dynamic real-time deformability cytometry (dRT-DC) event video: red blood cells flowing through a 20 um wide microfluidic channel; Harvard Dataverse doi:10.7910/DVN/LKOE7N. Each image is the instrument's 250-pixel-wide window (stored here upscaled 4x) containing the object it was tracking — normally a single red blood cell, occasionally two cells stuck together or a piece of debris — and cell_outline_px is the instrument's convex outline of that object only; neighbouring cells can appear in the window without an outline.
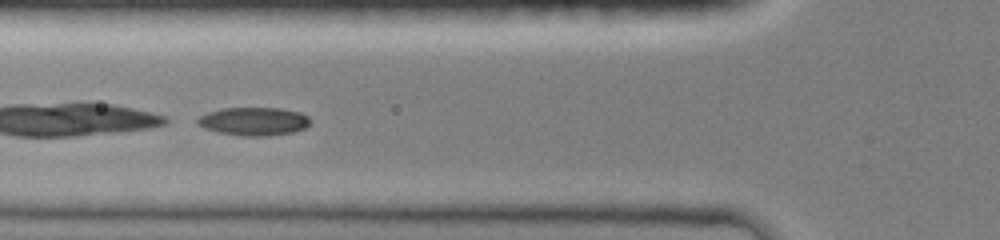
{"species": "common noctule bat (a hibernating species)", "species_latin": "Nyctalus noctula", "temperature_condition": "room temperature", "stored_images_in_passage": 7, "camera_frame_rate_fps": 3000, "um_per_image_px": 0.085, "animal": {"sex": "female", "body_mass_g": 19.0, "forearm_length_mm": 51.5}, "frame": {"image": 1, "passage_image": 5, "time_ms": 4.667, "image_size_px": [1000, 240], "cell_outline_px": [[312, 120], [304, 128], [292, 132], [264, 136], [244, 136], [220, 132], [204, 128], [196, 124], [196, 120], [200, 116], [208, 112], [224, 108], [276, 108], [300, 112], [308, 116]], "centroid_in_image_um": [21.56, 10.31], "position_along_channel_um": 104.2, "area_um2": 18.38}}
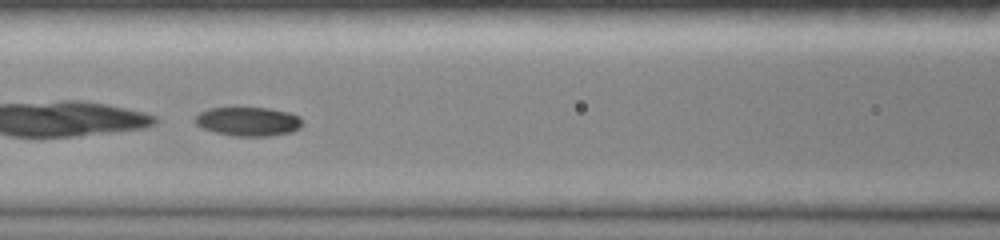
{"frame": {"image": 2, "passage_image": 6, "time_ms": 5.667, "image_size_px": [1000, 240], "cell_outline_px": [[300, 128], [292, 132], [268, 136], [236, 136], [216, 132], [204, 128], [196, 124], [192, 120], [200, 112], [208, 108], [268, 108], [288, 112], [300, 116]], "centroid_in_image_um": [21.08, 10.32], "position_along_channel_um": 145.5, "area_um2": 17.98}}